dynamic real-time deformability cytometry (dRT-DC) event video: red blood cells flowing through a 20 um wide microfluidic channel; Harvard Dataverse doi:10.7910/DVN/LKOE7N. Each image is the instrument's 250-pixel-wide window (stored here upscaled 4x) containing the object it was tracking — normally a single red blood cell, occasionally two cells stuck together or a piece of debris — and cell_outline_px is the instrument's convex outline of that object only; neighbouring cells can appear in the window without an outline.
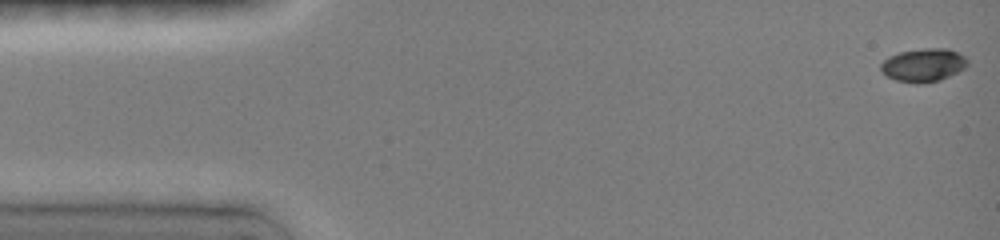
{"species": "common noctule bat (a hibernating species)", "species_latin": "Nyctalus noctula", "temperature_condition": "room temperature", "stored_images_in_passage": 31, "camera_frame_rate_fps": 3000, "um_per_image_px": 0.085, "animal": {"sex": "female", "body_mass_g": 19.0, "forearm_length_mm": 51.5}, "frame": {"image": 1, "passage_image": 1, "time_ms": 0.0, "image_size_px": [1000, 240], "cell_outline_px": [[968, 64], [964, 68], [940, 80], [916, 84], [896, 80], [880, 72], [880, 64], [888, 56], [900, 52], [924, 48], [948, 48], [964, 56], [968, 60]], "centroid_in_image_um": [78.46, 5.52], "position_along_channel_um": 6.5, "area_um2": 16.76}}
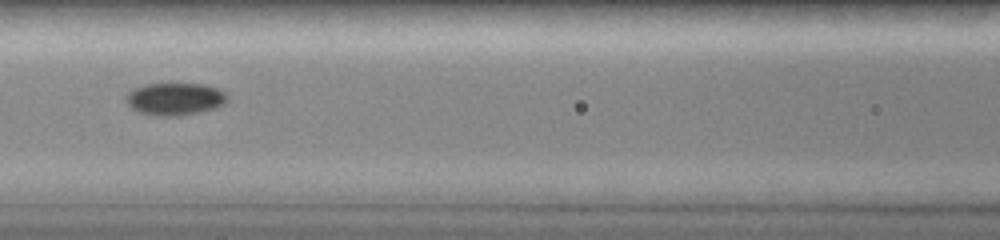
{"frame": {"image": 2, "passage_image": 21, "time_ms": 6.667, "image_size_px": [1000, 240], "cell_outline_px": [[224, 104], [216, 108], [200, 112], [176, 116], [156, 116], [136, 112], [128, 104], [128, 92], [144, 84], [200, 84], [216, 88], [224, 92]], "centroid_in_image_um": [14.84, 8.43], "position_along_channel_um": 151.8, "area_um2": 18.79}}